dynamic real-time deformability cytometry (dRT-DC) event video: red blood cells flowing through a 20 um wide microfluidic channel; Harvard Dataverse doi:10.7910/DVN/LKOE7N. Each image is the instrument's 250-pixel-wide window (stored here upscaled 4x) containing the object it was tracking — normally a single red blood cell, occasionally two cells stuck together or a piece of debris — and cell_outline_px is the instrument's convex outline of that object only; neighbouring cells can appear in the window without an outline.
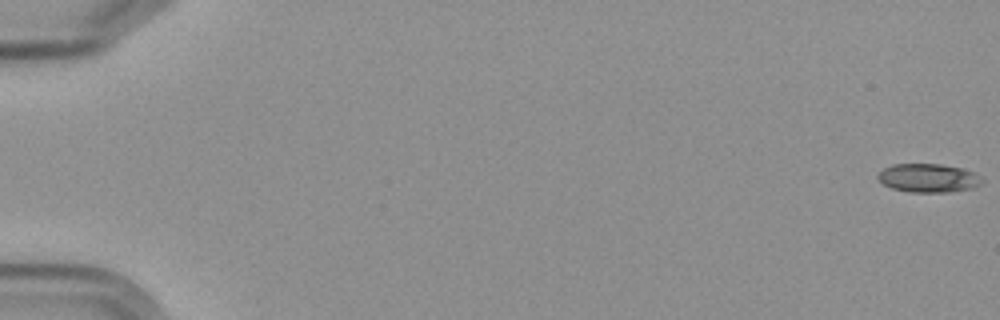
{"species": "Egyptian fruit bat (a non-hibernating species)", "species_latin": "Rousettus aegyptiacus", "temperature_condition": "cold", "stored_images_in_passage": 6, "camera_frame_rate_fps": 3000, "um_per_image_px": 0.085, "frame": {"image": 1, "passage_image": 1, "time_ms": 0.0, "image_size_px": [1000, 320], "cell_outline_px": [[984, 180], [980, 184], [972, 188], [948, 192], [908, 192], [892, 188], [884, 184], [876, 176], [884, 168], [892, 164], [940, 164], [964, 168], [980, 176]], "centroid_in_image_um": [78.92, 15.13], "position_along_channel_um": 6.1, "area_um2": 17.34}}
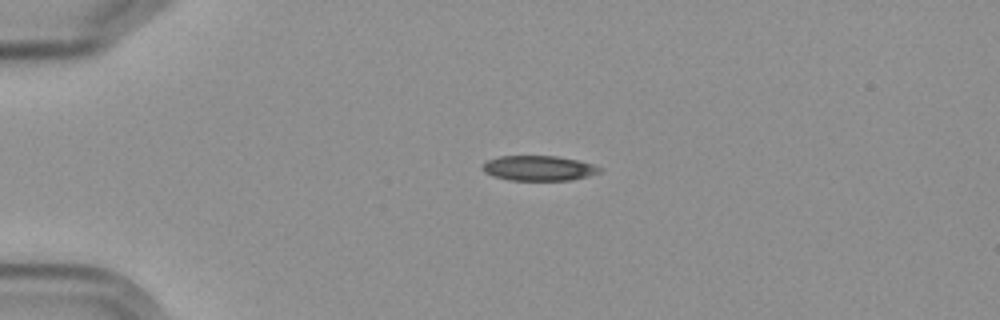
{"frame": {"image": 2, "passage_image": 5, "time_ms": 4.667, "image_size_px": [1000, 320], "cell_outline_px": [[604, 168], [600, 172], [588, 176], [572, 180], [508, 180], [492, 176], [484, 172], [480, 168], [480, 164], [488, 160], [500, 156], [556, 156], [576, 160], [592, 164]], "centroid_in_image_um": [45.75, 14.3], "position_along_channel_um": 39.3, "area_um2": 17.22}}